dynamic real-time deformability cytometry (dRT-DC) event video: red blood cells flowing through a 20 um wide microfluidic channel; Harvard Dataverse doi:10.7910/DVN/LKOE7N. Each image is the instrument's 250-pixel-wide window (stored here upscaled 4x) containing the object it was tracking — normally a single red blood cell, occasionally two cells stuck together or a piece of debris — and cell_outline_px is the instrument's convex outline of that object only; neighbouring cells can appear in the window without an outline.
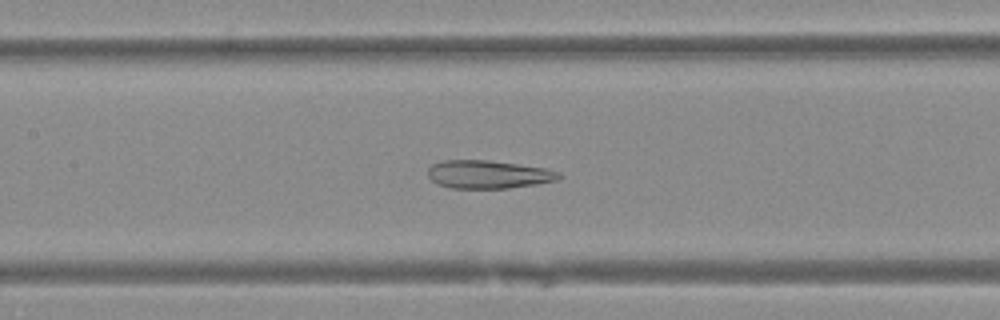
{"species": "Egyptian fruit bat (a non-hibernating species)", "species_latin": "Rousettus aegyptiacus", "temperature_condition": "warm", "stored_images_in_passage": 33, "camera_frame_rate_fps": 3000, "um_per_image_px": 0.085, "animal": {"sex": "female"}, "frame": {"image": 1, "passage_image": 16, "time_ms": 5.0, "image_size_px": [1000, 320], "cell_outline_px": [[564, 176], [556, 180], [536, 184], [508, 188], [452, 188], [440, 184], [432, 180], [428, 176], [428, 168], [432, 164], [444, 160], [488, 160], [544, 168], [560, 172]], "centroid_in_image_um": [41.51, 14.82], "position_along_channel_um": 165.9, "area_um2": 21.33}}
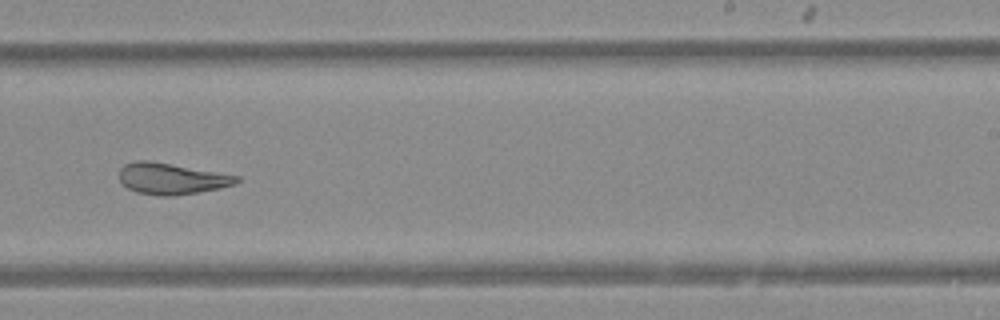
{"frame": {"image": 2, "passage_image": 24, "time_ms": 7.667, "image_size_px": [1000, 320], "cell_outline_px": [[240, 180], [236, 184], [220, 188], [172, 196], [160, 196], [136, 192], [128, 188], [120, 180], [120, 168], [124, 164], [136, 160], [148, 160], [240, 176]], "centroid_in_image_um": [14.57, 15.18], "position_along_channel_um": 274.4, "area_um2": 21.21}}
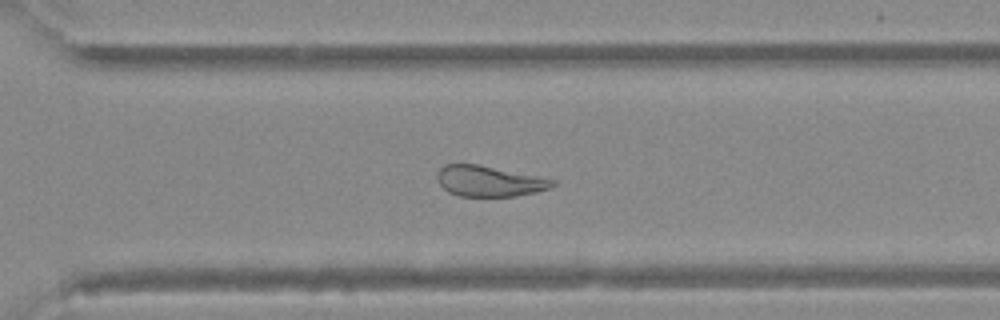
{"frame": {"image": 3, "passage_image": 28, "time_ms": 9.0, "image_size_px": [1000, 320], "cell_outline_px": [[556, 184], [548, 188], [536, 192], [516, 196], [460, 196], [448, 192], [440, 184], [436, 176], [436, 172], [444, 164], [476, 164], [556, 180]], "centroid_in_image_um": [41.54, 15.4], "position_along_channel_um": 329.1, "area_um2": 20.4}}